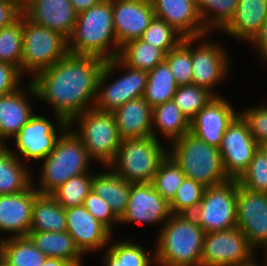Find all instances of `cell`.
<instances>
[{
	"instance_id": "cell-15",
	"label": "cell",
	"mask_w": 267,
	"mask_h": 266,
	"mask_svg": "<svg viewBox=\"0 0 267 266\" xmlns=\"http://www.w3.org/2000/svg\"><path fill=\"white\" fill-rule=\"evenodd\" d=\"M236 212L237 228L246 236L250 246L255 251L261 247L267 250V194L238 184Z\"/></svg>"
},
{
	"instance_id": "cell-23",
	"label": "cell",
	"mask_w": 267,
	"mask_h": 266,
	"mask_svg": "<svg viewBox=\"0 0 267 266\" xmlns=\"http://www.w3.org/2000/svg\"><path fill=\"white\" fill-rule=\"evenodd\" d=\"M26 88H19L15 92L0 97V143L2 145H7L5 140L17 135L35 114L27 99L28 95L37 98L31 81Z\"/></svg>"
},
{
	"instance_id": "cell-26",
	"label": "cell",
	"mask_w": 267,
	"mask_h": 266,
	"mask_svg": "<svg viewBox=\"0 0 267 266\" xmlns=\"http://www.w3.org/2000/svg\"><path fill=\"white\" fill-rule=\"evenodd\" d=\"M106 170L92 174L91 191L106 200L120 219L126 211L132 183L119 177L110 167L107 166Z\"/></svg>"
},
{
	"instance_id": "cell-2",
	"label": "cell",
	"mask_w": 267,
	"mask_h": 266,
	"mask_svg": "<svg viewBox=\"0 0 267 266\" xmlns=\"http://www.w3.org/2000/svg\"><path fill=\"white\" fill-rule=\"evenodd\" d=\"M113 25L112 0H103L78 13L75 27L68 39V52L88 55L105 61L120 52Z\"/></svg>"
},
{
	"instance_id": "cell-50",
	"label": "cell",
	"mask_w": 267,
	"mask_h": 266,
	"mask_svg": "<svg viewBox=\"0 0 267 266\" xmlns=\"http://www.w3.org/2000/svg\"><path fill=\"white\" fill-rule=\"evenodd\" d=\"M42 266H73L65 259L47 257Z\"/></svg>"
},
{
	"instance_id": "cell-44",
	"label": "cell",
	"mask_w": 267,
	"mask_h": 266,
	"mask_svg": "<svg viewBox=\"0 0 267 266\" xmlns=\"http://www.w3.org/2000/svg\"><path fill=\"white\" fill-rule=\"evenodd\" d=\"M239 114L246 121L258 145L267 143V106L251 107Z\"/></svg>"
},
{
	"instance_id": "cell-37",
	"label": "cell",
	"mask_w": 267,
	"mask_h": 266,
	"mask_svg": "<svg viewBox=\"0 0 267 266\" xmlns=\"http://www.w3.org/2000/svg\"><path fill=\"white\" fill-rule=\"evenodd\" d=\"M23 14L13 24L0 29V62L8 63L21 71Z\"/></svg>"
},
{
	"instance_id": "cell-16",
	"label": "cell",
	"mask_w": 267,
	"mask_h": 266,
	"mask_svg": "<svg viewBox=\"0 0 267 266\" xmlns=\"http://www.w3.org/2000/svg\"><path fill=\"white\" fill-rule=\"evenodd\" d=\"M170 215L169 203L152 183H132L127 208L119 223L164 224Z\"/></svg>"
},
{
	"instance_id": "cell-30",
	"label": "cell",
	"mask_w": 267,
	"mask_h": 266,
	"mask_svg": "<svg viewBox=\"0 0 267 266\" xmlns=\"http://www.w3.org/2000/svg\"><path fill=\"white\" fill-rule=\"evenodd\" d=\"M65 232L66 214L51 194H38L32 208L30 232Z\"/></svg>"
},
{
	"instance_id": "cell-35",
	"label": "cell",
	"mask_w": 267,
	"mask_h": 266,
	"mask_svg": "<svg viewBox=\"0 0 267 266\" xmlns=\"http://www.w3.org/2000/svg\"><path fill=\"white\" fill-rule=\"evenodd\" d=\"M3 258L11 266H42L47 257L28 237H7Z\"/></svg>"
},
{
	"instance_id": "cell-5",
	"label": "cell",
	"mask_w": 267,
	"mask_h": 266,
	"mask_svg": "<svg viewBox=\"0 0 267 266\" xmlns=\"http://www.w3.org/2000/svg\"><path fill=\"white\" fill-rule=\"evenodd\" d=\"M171 147V148H170ZM168 155L180 166L185 178L203 186H217L229 181L219 148L210 146L188 132L170 143Z\"/></svg>"
},
{
	"instance_id": "cell-46",
	"label": "cell",
	"mask_w": 267,
	"mask_h": 266,
	"mask_svg": "<svg viewBox=\"0 0 267 266\" xmlns=\"http://www.w3.org/2000/svg\"><path fill=\"white\" fill-rule=\"evenodd\" d=\"M22 76V72L15 66L0 62V97L18 90Z\"/></svg>"
},
{
	"instance_id": "cell-31",
	"label": "cell",
	"mask_w": 267,
	"mask_h": 266,
	"mask_svg": "<svg viewBox=\"0 0 267 266\" xmlns=\"http://www.w3.org/2000/svg\"><path fill=\"white\" fill-rule=\"evenodd\" d=\"M105 248L103 254V265L105 266H151L156 264L155 250H145L140 244L128 240L111 242ZM149 253V254H148Z\"/></svg>"
},
{
	"instance_id": "cell-45",
	"label": "cell",
	"mask_w": 267,
	"mask_h": 266,
	"mask_svg": "<svg viewBox=\"0 0 267 266\" xmlns=\"http://www.w3.org/2000/svg\"><path fill=\"white\" fill-rule=\"evenodd\" d=\"M88 212H90L100 223L105 225L111 232L113 224L119 223V218L113 213L106 200H103L93 191L85 198L84 204Z\"/></svg>"
},
{
	"instance_id": "cell-55",
	"label": "cell",
	"mask_w": 267,
	"mask_h": 266,
	"mask_svg": "<svg viewBox=\"0 0 267 266\" xmlns=\"http://www.w3.org/2000/svg\"><path fill=\"white\" fill-rule=\"evenodd\" d=\"M264 259H265V263H264V265L263 266H267V250H264Z\"/></svg>"
},
{
	"instance_id": "cell-32",
	"label": "cell",
	"mask_w": 267,
	"mask_h": 266,
	"mask_svg": "<svg viewBox=\"0 0 267 266\" xmlns=\"http://www.w3.org/2000/svg\"><path fill=\"white\" fill-rule=\"evenodd\" d=\"M166 53L141 38L130 41L120 49L118 58L128 67L150 71L165 61Z\"/></svg>"
},
{
	"instance_id": "cell-56",
	"label": "cell",
	"mask_w": 267,
	"mask_h": 266,
	"mask_svg": "<svg viewBox=\"0 0 267 266\" xmlns=\"http://www.w3.org/2000/svg\"><path fill=\"white\" fill-rule=\"evenodd\" d=\"M249 266H260V265L258 264V262L255 261L253 264H251Z\"/></svg>"
},
{
	"instance_id": "cell-38",
	"label": "cell",
	"mask_w": 267,
	"mask_h": 266,
	"mask_svg": "<svg viewBox=\"0 0 267 266\" xmlns=\"http://www.w3.org/2000/svg\"><path fill=\"white\" fill-rule=\"evenodd\" d=\"M184 178L185 174L180 166L167 155L151 183L154 189L169 203L174 198Z\"/></svg>"
},
{
	"instance_id": "cell-12",
	"label": "cell",
	"mask_w": 267,
	"mask_h": 266,
	"mask_svg": "<svg viewBox=\"0 0 267 266\" xmlns=\"http://www.w3.org/2000/svg\"><path fill=\"white\" fill-rule=\"evenodd\" d=\"M36 114L12 138L16 144L14 149L18 152V155L16 152L15 155L20 160L21 157L24 160L27 159L26 162L28 160H40L42 162L54 149L62 133L69 127V123L65 120H57L53 125L49 118Z\"/></svg>"
},
{
	"instance_id": "cell-19",
	"label": "cell",
	"mask_w": 267,
	"mask_h": 266,
	"mask_svg": "<svg viewBox=\"0 0 267 266\" xmlns=\"http://www.w3.org/2000/svg\"><path fill=\"white\" fill-rule=\"evenodd\" d=\"M65 214L66 231L84 256L105 249L111 242L112 232L88 212L84 205L67 208Z\"/></svg>"
},
{
	"instance_id": "cell-58",
	"label": "cell",
	"mask_w": 267,
	"mask_h": 266,
	"mask_svg": "<svg viewBox=\"0 0 267 266\" xmlns=\"http://www.w3.org/2000/svg\"><path fill=\"white\" fill-rule=\"evenodd\" d=\"M3 259H4L3 256H0V262H1Z\"/></svg>"
},
{
	"instance_id": "cell-4",
	"label": "cell",
	"mask_w": 267,
	"mask_h": 266,
	"mask_svg": "<svg viewBox=\"0 0 267 266\" xmlns=\"http://www.w3.org/2000/svg\"><path fill=\"white\" fill-rule=\"evenodd\" d=\"M91 159L81 139L68 127L42 162L37 187L39 194H51L70 178L89 173Z\"/></svg>"
},
{
	"instance_id": "cell-20",
	"label": "cell",
	"mask_w": 267,
	"mask_h": 266,
	"mask_svg": "<svg viewBox=\"0 0 267 266\" xmlns=\"http://www.w3.org/2000/svg\"><path fill=\"white\" fill-rule=\"evenodd\" d=\"M23 15L35 24L71 37L78 13L70 0H28L22 7Z\"/></svg>"
},
{
	"instance_id": "cell-54",
	"label": "cell",
	"mask_w": 267,
	"mask_h": 266,
	"mask_svg": "<svg viewBox=\"0 0 267 266\" xmlns=\"http://www.w3.org/2000/svg\"><path fill=\"white\" fill-rule=\"evenodd\" d=\"M0 266H11L7 261L4 259L0 262Z\"/></svg>"
},
{
	"instance_id": "cell-25",
	"label": "cell",
	"mask_w": 267,
	"mask_h": 266,
	"mask_svg": "<svg viewBox=\"0 0 267 266\" xmlns=\"http://www.w3.org/2000/svg\"><path fill=\"white\" fill-rule=\"evenodd\" d=\"M266 18L267 0H239L233 19L222 31L251 43Z\"/></svg>"
},
{
	"instance_id": "cell-3",
	"label": "cell",
	"mask_w": 267,
	"mask_h": 266,
	"mask_svg": "<svg viewBox=\"0 0 267 266\" xmlns=\"http://www.w3.org/2000/svg\"><path fill=\"white\" fill-rule=\"evenodd\" d=\"M205 232L188 214H171L161 226L155 266H200Z\"/></svg>"
},
{
	"instance_id": "cell-24",
	"label": "cell",
	"mask_w": 267,
	"mask_h": 266,
	"mask_svg": "<svg viewBox=\"0 0 267 266\" xmlns=\"http://www.w3.org/2000/svg\"><path fill=\"white\" fill-rule=\"evenodd\" d=\"M112 113L122 140L152 136V107L144 97L130 100Z\"/></svg>"
},
{
	"instance_id": "cell-40",
	"label": "cell",
	"mask_w": 267,
	"mask_h": 266,
	"mask_svg": "<svg viewBox=\"0 0 267 266\" xmlns=\"http://www.w3.org/2000/svg\"><path fill=\"white\" fill-rule=\"evenodd\" d=\"M213 97L214 95L207 89L190 84L178 86L173 101L186 118L191 121Z\"/></svg>"
},
{
	"instance_id": "cell-57",
	"label": "cell",
	"mask_w": 267,
	"mask_h": 266,
	"mask_svg": "<svg viewBox=\"0 0 267 266\" xmlns=\"http://www.w3.org/2000/svg\"><path fill=\"white\" fill-rule=\"evenodd\" d=\"M8 1H10V0H0V2H8Z\"/></svg>"
},
{
	"instance_id": "cell-29",
	"label": "cell",
	"mask_w": 267,
	"mask_h": 266,
	"mask_svg": "<svg viewBox=\"0 0 267 266\" xmlns=\"http://www.w3.org/2000/svg\"><path fill=\"white\" fill-rule=\"evenodd\" d=\"M157 132L170 143L190 132V121L173 100L152 108V136L156 139Z\"/></svg>"
},
{
	"instance_id": "cell-33",
	"label": "cell",
	"mask_w": 267,
	"mask_h": 266,
	"mask_svg": "<svg viewBox=\"0 0 267 266\" xmlns=\"http://www.w3.org/2000/svg\"><path fill=\"white\" fill-rule=\"evenodd\" d=\"M177 87L174 76L164 61L148 72L144 99L154 108L166 101L173 100Z\"/></svg>"
},
{
	"instance_id": "cell-27",
	"label": "cell",
	"mask_w": 267,
	"mask_h": 266,
	"mask_svg": "<svg viewBox=\"0 0 267 266\" xmlns=\"http://www.w3.org/2000/svg\"><path fill=\"white\" fill-rule=\"evenodd\" d=\"M9 148L8 145L0 148V195L20 193L34 183L30 167Z\"/></svg>"
},
{
	"instance_id": "cell-28",
	"label": "cell",
	"mask_w": 267,
	"mask_h": 266,
	"mask_svg": "<svg viewBox=\"0 0 267 266\" xmlns=\"http://www.w3.org/2000/svg\"><path fill=\"white\" fill-rule=\"evenodd\" d=\"M27 237L46 257L65 259L73 266H83V254L67 231L29 232Z\"/></svg>"
},
{
	"instance_id": "cell-41",
	"label": "cell",
	"mask_w": 267,
	"mask_h": 266,
	"mask_svg": "<svg viewBox=\"0 0 267 266\" xmlns=\"http://www.w3.org/2000/svg\"><path fill=\"white\" fill-rule=\"evenodd\" d=\"M205 188L193 179L184 178L174 198L169 202L171 214L190 215L202 201Z\"/></svg>"
},
{
	"instance_id": "cell-17",
	"label": "cell",
	"mask_w": 267,
	"mask_h": 266,
	"mask_svg": "<svg viewBox=\"0 0 267 266\" xmlns=\"http://www.w3.org/2000/svg\"><path fill=\"white\" fill-rule=\"evenodd\" d=\"M113 25L121 48L140 39L155 17L151 0H112Z\"/></svg>"
},
{
	"instance_id": "cell-34",
	"label": "cell",
	"mask_w": 267,
	"mask_h": 266,
	"mask_svg": "<svg viewBox=\"0 0 267 266\" xmlns=\"http://www.w3.org/2000/svg\"><path fill=\"white\" fill-rule=\"evenodd\" d=\"M195 1L202 23L208 32H213V29L222 31L233 19L239 2V0Z\"/></svg>"
},
{
	"instance_id": "cell-18",
	"label": "cell",
	"mask_w": 267,
	"mask_h": 266,
	"mask_svg": "<svg viewBox=\"0 0 267 266\" xmlns=\"http://www.w3.org/2000/svg\"><path fill=\"white\" fill-rule=\"evenodd\" d=\"M222 96H214L190 121V132L210 146L219 148L229 124L239 114Z\"/></svg>"
},
{
	"instance_id": "cell-21",
	"label": "cell",
	"mask_w": 267,
	"mask_h": 266,
	"mask_svg": "<svg viewBox=\"0 0 267 266\" xmlns=\"http://www.w3.org/2000/svg\"><path fill=\"white\" fill-rule=\"evenodd\" d=\"M39 192L33 184L16 194L0 195V232L8 237H27L31 228L32 208Z\"/></svg>"
},
{
	"instance_id": "cell-1",
	"label": "cell",
	"mask_w": 267,
	"mask_h": 266,
	"mask_svg": "<svg viewBox=\"0 0 267 266\" xmlns=\"http://www.w3.org/2000/svg\"><path fill=\"white\" fill-rule=\"evenodd\" d=\"M105 60L67 53L54 65L30 79L37 99L53 108L55 120L70 123L76 116L94 107L98 78Z\"/></svg>"
},
{
	"instance_id": "cell-8",
	"label": "cell",
	"mask_w": 267,
	"mask_h": 266,
	"mask_svg": "<svg viewBox=\"0 0 267 266\" xmlns=\"http://www.w3.org/2000/svg\"><path fill=\"white\" fill-rule=\"evenodd\" d=\"M118 67L123 69L121 71L125 69L124 73L112 83L106 84ZM147 79L148 71L128 67L118 57L105 61L98 78L93 108L98 111L113 112L130 100L144 97Z\"/></svg>"
},
{
	"instance_id": "cell-53",
	"label": "cell",
	"mask_w": 267,
	"mask_h": 266,
	"mask_svg": "<svg viewBox=\"0 0 267 266\" xmlns=\"http://www.w3.org/2000/svg\"><path fill=\"white\" fill-rule=\"evenodd\" d=\"M14 1L17 2L21 7H23L28 2V0H14Z\"/></svg>"
},
{
	"instance_id": "cell-6",
	"label": "cell",
	"mask_w": 267,
	"mask_h": 266,
	"mask_svg": "<svg viewBox=\"0 0 267 266\" xmlns=\"http://www.w3.org/2000/svg\"><path fill=\"white\" fill-rule=\"evenodd\" d=\"M159 142L154 136L123 139L108 167L128 182L151 183L168 155V149Z\"/></svg>"
},
{
	"instance_id": "cell-7",
	"label": "cell",
	"mask_w": 267,
	"mask_h": 266,
	"mask_svg": "<svg viewBox=\"0 0 267 266\" xmlns=\"http://www.w3.org/2000/svg\"><path fill=\"white\" fill-rule=\"evenodd\" d=\"M76 123L79 127L74 133L81 139L90 159L102 167L109 166L122 141L113 113L88 109L76 116L69 127L72 128Z\"/></svg>"
},
{
	"instance_id": "cell-47",
	"label": "cell",
	"mask_w": 267,
	"mask_h": 266,
	"mask_svg": "<svg viewBox=\"0 0 267 266\" xmlns=\"http://www.w3.org/2000/svg\"><path fill=\"white\" fill-rule=\"evenodd\" d=\"M22 14V7L14 0L0 2V29L13 24Z\"/></svg>"
},
{
	"instance_id": "cell-42",
	"label": "cell",
	"mask_w": 267,
	"mask_h": 266,
	"mask_svg": "<svg viewBox=\"0 0 267 266\" xmlns=\"http://www.w3.org/2000/svg\"><path fill=\"white\" fill-rule=\"evenodd\" d=\"M141 39L162 49L167 54L171 49L177 47L184 37L166 21L154 17L145 29Z\"/></svg>"
},
{
	"instance_id": "cell-51",
	"label": "cell",
	"mask_w": 267,
	"mask_h": 266,
	"mask_svg": "<svg viewBox=\"0 0 267 266\" xmlns=\"http://www.w3.org/2000/svg\"><path fill=\"white\" fill-rule=\"evenodd\" d=\"M5 239H6V236H4V238L3 237L1 238L0 236V256H3V248H4Z\"/></svg>"
},
{
	"instance_id": "cell-14",
	"label": "cell",
	"mask_w": 267,
	"mask_h": 266,
	"mask_svg": "<svg viewBox=\"0 0 267 266\" xmlns=\"http://www.w3.org/2000/svg\"><path fill=\"white\" fill-rule=\"evenodd\" d=\"M259 145L246 121L238 114L225 131L219 151L224 171L230 180H238L247 170Z\"/></svg>"
},
{
	"instance_id": "cell-39",
	"label": "cell",
	"mask_w": 267,
	"mask_h": 266,
	"mask_svg": "<svg viewBox=\"0 0 267 266\" xmlns=\"http://www.w3.org/2000/svg\"><path fill=\"white\" fill-rule=\"evenodd\" d=\"M165 62L178 86L192 84L191 37L184 38L177 47L171 49L165 55Z\"/></svg>"
},
{
	"instance_id": "cell-43",
	"label": "cell",
	"mask_w": 267,
	"mask_h": 266,
	"mask_svg": "<svg viewBox=\"0 0 267 266\" xmlns=\"http://www.w3.org/2000/svg\"><path fill=\"white\" fill-rule=\"evenodd\" d=\"M237 181L246 189L267 194V157L260 149L254 153L247 170Z\"/></svg>"
},
{
	"instance_id": "cell-9",
	"label": "cell",
	"mask_w": 267,
	"mask_h": 266,
	"mask_svg": "<svg viewBox=\"0 0 267 266\" xmlns=\"http://www.w3.org/2000/svg\"><path fill=\"white\" fill-rule=\"evenodd\" d=\"M68 53V40L60 33L33 23L23 15L21 72L34 77Z\"/></svg>"
},
{
	"instance_id": "cell-10",
	"label": "cell",
	"mask_w": 267,
	"mask_h": 266,
	"mask_svg": "<svg viewBox=\"0 0 267 266\" xmlns=\"http://www.w3.org/2000/svg\"><path fill=\"white\" fill-rule=\"evenodd\" d=\"M237 180L205 188L202 201L190 214L205 233L237 227Z\"/></svg>"
},
{
	"instance_id": "cell-22",
	"label": "cell",
	"mask_w": 267,
	"mask_h": 266,
	"mask_svg": "<svg viewBox=\"0 0 267 266\" xmlns=\"http://www.w3.org/2000/svg\"><path fill=\"white\" fill-rule=\"evenodd\" d=\"M155 17L166 21L184 38L208 35L195 0H151Z\"/></svg>"
},
{
	"instance_id": "cell-48",
	"label": "cell",
	"mask_w": 267,
	"mask_h": 266,
	"mask_svg": "<svg viewBox=\"0 0 267 266\" xmlns=\"http://www.w3.org/2000/svg\"><path fill=\"white\" fill-rule=\"evenodd\" d=\"M251 46H254L258 50V54L260 55L262 60L267 61V18L263 22L261 29L258 35L254 38V40L249 43Z\"/></svg>"
},
{
	"instance_id": "cell-36",
	"label": "cell",
	"mask_w": 267,
	"mask_h": 266,
	"mask_svg": "<svg viewBox=\"0 0 267 266\" xmlns=\"http://www.w3.org/2000/svg\"><path fill=\"white\" fill-rule=\"evenodd\" d=\"M92 190V175L81 174L70 178L51 193V196L65 209L84 204L85 198Z\"/></svg>"
},
{
	"instance_id": "cell-11",
	"label": "cell",
	"mask_w": 267,
	"mask_h": 266,
	"mask_svg": "<svg viewBox=\"0 0 267 266\" xmlns=\"http://www.w3.org/2000/svg\"><path fill=\"white\" fill-rule=\"evenodd\" d=\"M254 249L240 229L205 233L200 266H249Z\"/></svg>"
},
{
	"instance_id": "cell-13",
	"label": "cell",
	"mask_w": 267,
	"mask_h": 266,
	"mask_svg": "<svg viewBox=\"0 0 267 266\" xmlns=\"http://www.w3.org/2000/svg\"><path fill=\"white\" fill-rule=\"evenodd\" d=\"M205 36L191 37L192 84L207 89L214 96H220L215 93L214 87L226 78L231 64L224 47L217 41H205ZM197 41L198 46L193 47Z\"/></svg>"
},
{
	"instance_id": "cell-49",
	"label": "cell",
	"mask_w": 267,
	"mask_h": 266,
	"mask_svg": "<svg viewBox=\"0 0 267 266\" xmlns=\"http://www.w3.org/2000/svg\"><path fill=\"white\" fill-rule=\"evenodd\" d=\"M75 11L77 13H80L82 11H85L87 9H89L92 6L97 5L98 3H100L103 0H70Z\"/></svg>"
},
{
	"instance_id": "cell-52",
	"label": "cell",
	"mask_w": 267,
	"mask_h": 266,
	"mask_svg": "<svg viewBox=\"0 0 267 266\" xmlns=\"http://www.w3.org/2000/svg\"><path fill=\"white\" fill-rule=\"evenodd\" d=\"M259 149L266 155L267 157V143L259 145Z\"/></svg>"
}]
</instances>
